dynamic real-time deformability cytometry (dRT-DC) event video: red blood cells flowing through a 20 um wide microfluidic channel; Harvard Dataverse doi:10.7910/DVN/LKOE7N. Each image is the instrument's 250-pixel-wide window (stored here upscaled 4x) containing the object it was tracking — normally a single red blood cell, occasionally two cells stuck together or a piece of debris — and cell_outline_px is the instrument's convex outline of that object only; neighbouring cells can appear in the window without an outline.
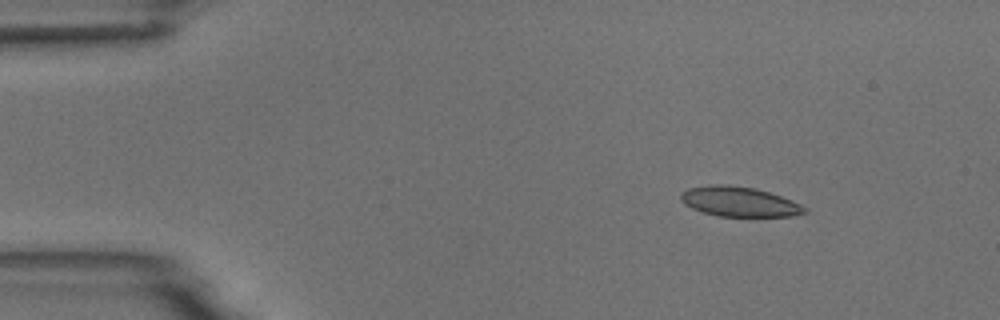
{"species": "common noctule bat (a hibernating species)", "species_latin": "Nyctalus noctula", "temperature_condition": "room temperature", "stored_images_in_passage": 5, "camera_frame_rate_fps": 3000, "um_per_image_px": 0.085, "animal": {"sex": "male", "body_mass_g": 18.8}, "frame": {"image": 1, "passage_image": 2, "time_ms": 1.333, "image_size_px": [1000, 320], "cell_outline_px": [[808, 212], [792, 216], [720, 216], [704, 212], [692, 208], [684, 204], [680, 200], [680, 192], [688, 188], [708, 184], [728, 184], [756, 188], [792, 200], [808, 208]], "centroid_in_image_um": [62.82, 17.12], "position_along_channel_um": 22.2, "area_um2": 21.68}}